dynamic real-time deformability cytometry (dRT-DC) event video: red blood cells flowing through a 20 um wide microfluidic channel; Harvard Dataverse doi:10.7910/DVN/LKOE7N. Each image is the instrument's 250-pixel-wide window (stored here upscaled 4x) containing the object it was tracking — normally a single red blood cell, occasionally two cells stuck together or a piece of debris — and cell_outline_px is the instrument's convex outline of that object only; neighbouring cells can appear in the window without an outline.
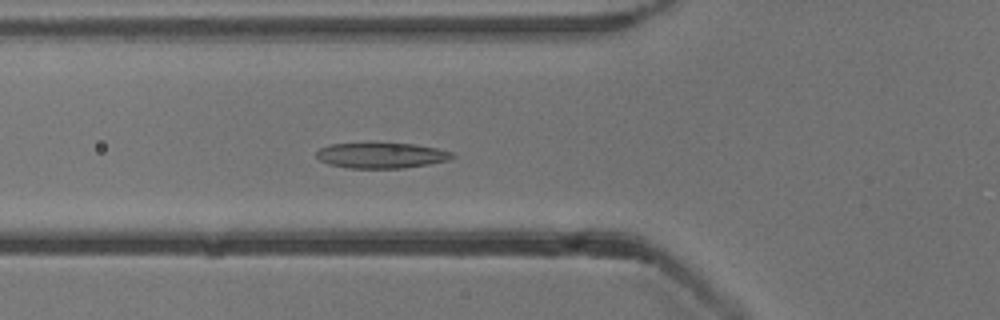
{"species": "common noctule bat (a hibernating species)", "species_latin": "Nyctalus noctula", "temperature_condition": "cold", "stored_images_in_passage": 54, "camera_frame_rate_fps": 3000, "um_per_image_px": 0.085, "animal": {"sex": "male", "body_mass_g": 13.3}, "frame": {"image": 1, "passage_image": 20, "time_ms": 6.333, "image_size_px": [1000, 320], "cell_outline_px": [[456, 156], [448, 160], [428, 164], [404, 168], [348, 168], [328, 164], [320, 160], [316, 156], [316, 152], [320, 148], [332, 144], [372, 140], [412, 144], [436, 148], [452, 152]], "centroid_in_image_um": [32.37, 13.16], "position_along_channel_um": 93.4, "area_um2": 21.04}}
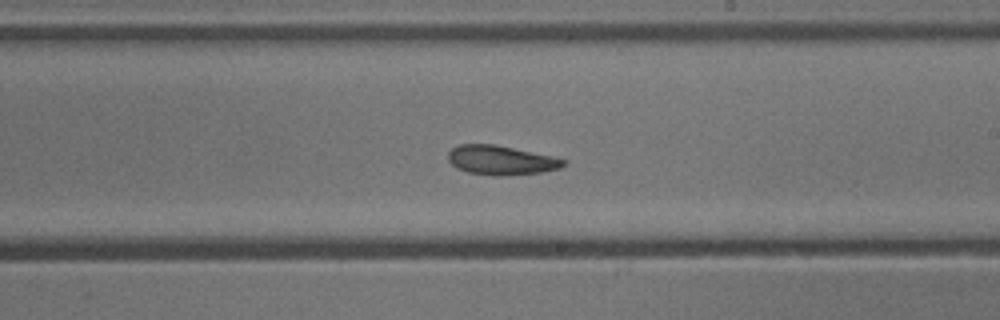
{"frame": {"image": 2, "passage_image": 32, "time_ms": 10.333, "image_size_px": [1000, 320], "cell_outline_px": [[568, 164], [560, 168], [544, 172], [500, 176], [492, 176], [468, 172], [456, 168], [448, 160], [448, 152], [452, 148], [460, 144], [492, 144], [552, 156], [568, 160]], "centroid_in_image_um": [42.61, 13.63], "position_along_channel_um": 246.4, "area_um2": 19.77}}
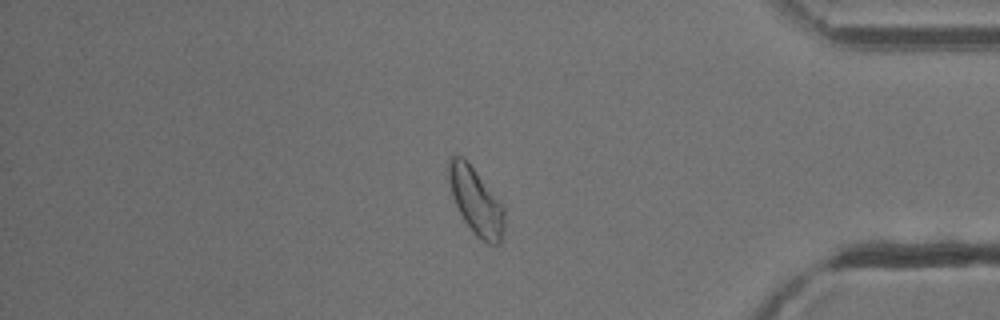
{"frame": {"image": 3, "passage_image": 46, "time_ms": 15.0, "image_size_px": [1000, 320], "cell_outline_px": [[504, 228], [500, 244], [488, 244], [480, 240], [472, 232], [464, 220], [452, 196], [448, 180], [448, 160], [452, 156], [464, 156], [468, 160], [504, 204]], "centroid_in_image_um": [40.47, 17.08], "position_along_channel_um": 394.7, "area_um2": 22.14}}